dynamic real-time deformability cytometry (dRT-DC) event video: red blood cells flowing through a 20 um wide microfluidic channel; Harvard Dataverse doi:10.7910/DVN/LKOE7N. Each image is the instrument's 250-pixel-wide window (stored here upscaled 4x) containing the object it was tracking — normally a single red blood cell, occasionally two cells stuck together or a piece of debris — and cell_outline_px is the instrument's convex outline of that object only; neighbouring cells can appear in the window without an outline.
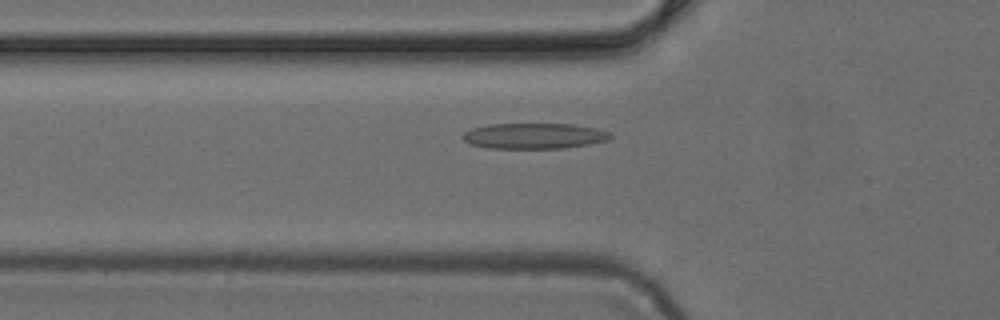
{"species": "common noctule bat (a hibernating species)", "species_latin": "Nyctalus noctula", "temperature_condition": "cold", "stored_images_in_passage": 48, "camera_frame_rate_fps": 3000, "um_per_image_px": 0.085, "animal": {"sex": "female", "body_mass_g": 24.6, "forearm_length_mm": 56.2}, "frame": {"image": 1, "passage_image": 16, "time_ms": 5.0, "image_size_px": [1000, 320], "cell_outline_px": [[612, 136], [608, 140], [588, 144], [564, 148], [488, 148], [472, 144], [464, 140], [460, 136], [464, 132], [472, 128], [488, 124], [572, 124], [596, 128], [608, 132]], "centroid_in_image_um": [45.37, 11.55], "position_along_channel_um": 80.4, "area_um2": 21.96}}
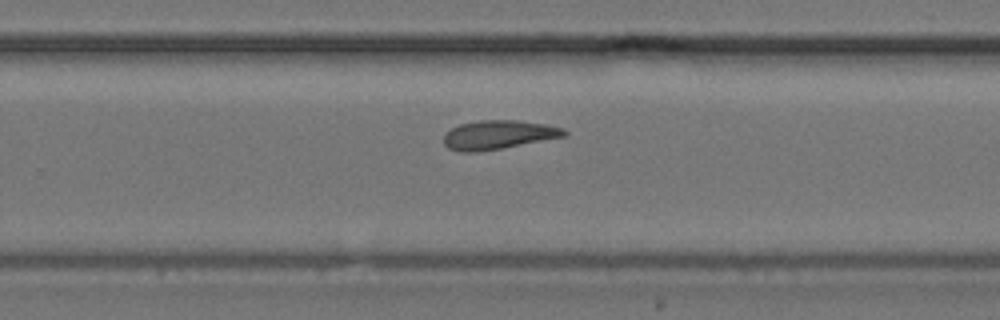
{"frame": {"image": 2, "passage_image": 31, "time_ms": 10.0, "image_size_px": [1000, 320], "cell_outline_px": [[568, 136], [504, 148], [476, 152], [460, 152], [448, 148], [444, 144], [444, 136], [452, 128], [460, 124], [476, 120], [520, 120], [544, 124], [564, 128], [568, 132]], "centroid_in_image_um": [42.4, 11.46], "position_along_channel_um": 287.4, "area_um2": 20.52}}
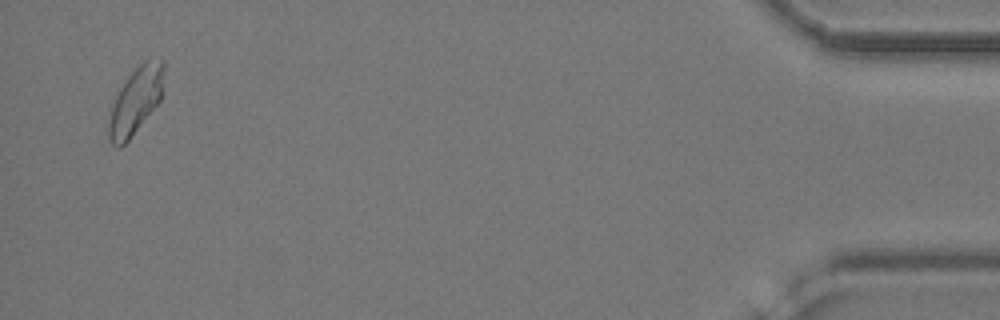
{"frame": {"image": 3, "passage_image": 47, "time_ms": 15.333, "image_size_px": [1000, 320], "cell_outline_px": [[164, 68], [160, 100], [128, 140], [120, 148], [116, 148], [112, 144], [108, 136], [108, 124], [112, 104], [120, 88], [128, 76], [144, 60], [164, 60]], "centroid_in_image_um": [11.5, 8.58], "position_along_channel_um": 423.7, "area_um2": 20.92}}